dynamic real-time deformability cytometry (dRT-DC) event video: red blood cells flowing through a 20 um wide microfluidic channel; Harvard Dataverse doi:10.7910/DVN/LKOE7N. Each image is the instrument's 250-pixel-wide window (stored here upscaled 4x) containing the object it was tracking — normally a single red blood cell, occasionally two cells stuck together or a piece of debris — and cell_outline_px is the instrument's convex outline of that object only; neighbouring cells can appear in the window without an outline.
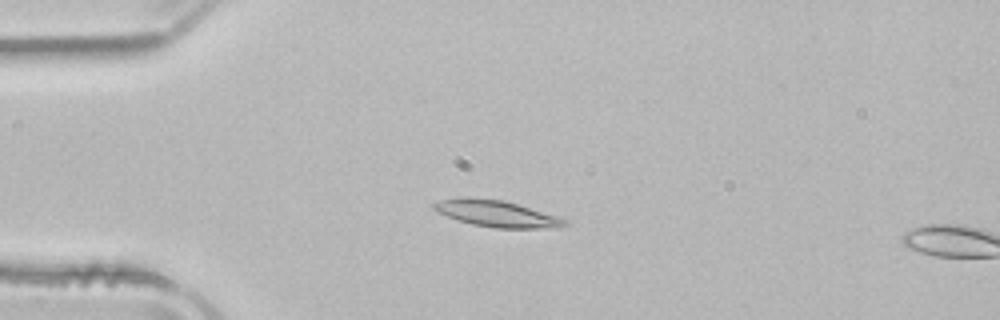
{"species": "common noctule bat (a hibernating species)", "species_latin": "Nyctalus noctula", "temperature_condition": "room temperature", "stored_images_in_passage": 14, "camera_frame_rate_fps": 3000, "um_per_image_px": 0.085, "animal": {"sex": "male", "body_mass_g": 21.5, "forearm_length_mm": 52.0}, "frame": {"image": 1, "passage_image": 12, "time_ms": 3.667, "image_size_px": [1000, 320], "cell_outline_px": [[568, 224], [556, 228], [496, 228], [472, 224], [436, 212], [432, 208], [432, 204], [440, 200], [460, 196], [468, 196], [504, 200], [556, 216], [568, 220]], "centroid_in_image_um": [42.17, 18.14], "position_along_channel_um": 42.8, "area_um2": 20.23}}